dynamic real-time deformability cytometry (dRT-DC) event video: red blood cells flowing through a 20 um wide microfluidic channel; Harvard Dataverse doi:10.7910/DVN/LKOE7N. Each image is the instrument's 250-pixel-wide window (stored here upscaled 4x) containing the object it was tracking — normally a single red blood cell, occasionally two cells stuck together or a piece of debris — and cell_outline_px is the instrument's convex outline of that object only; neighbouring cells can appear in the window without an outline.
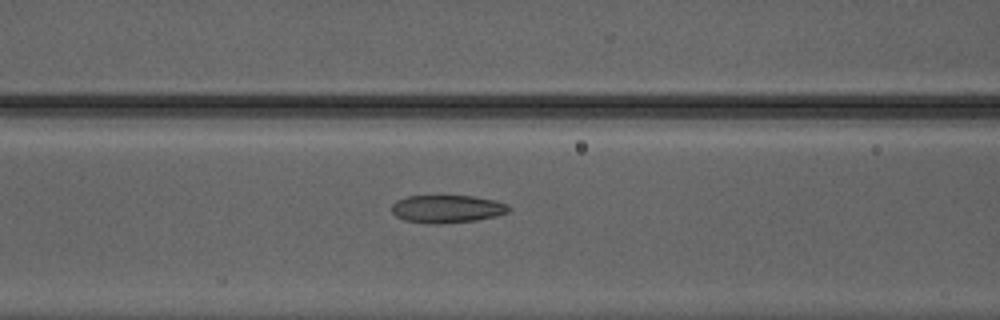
{"species": "Egyptian fruit bat (a non-hibernating species)", "species_latin": "Rousettus aegyptiacus", "temperature_condition": "warm", "stored_images_in_passage": 13, "camera_frame_rate_fps": 3000, "um_per_image_px": 0.085, "animal": {"sex": "male"}, "frame": {"image": 1, "passage_image": 3, "time_ms": 0.667, "image_size_px": [1000, 320], "cell_outline_px": [[512, 208], [508, 212], [496, 216], [476, 220], [404, 220], [396, 216], [392, 212], [392, 204], [396, 200], [408, 196], [440, 192], [472, 196], [496, 200], [508, 204]], "centroid_in_image_um": [38.04, 17.63], "position_along_channel_um": 128.6, "area_um2": 18.84}}
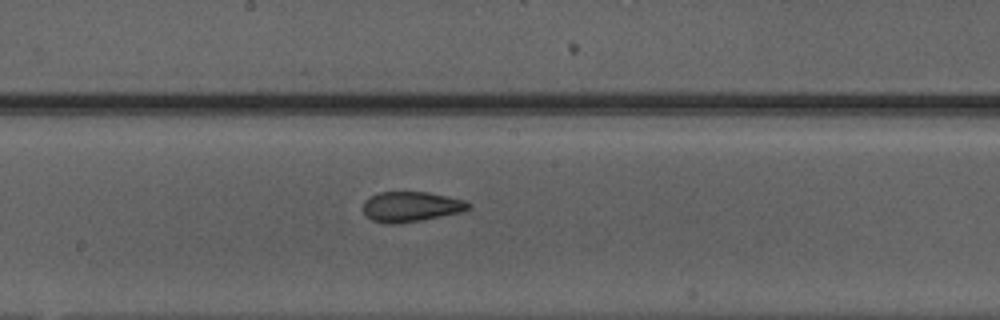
{"frame": {"image": 2, "passage_image": 9, "time_ms": 2.667, "image_size_px": [1000, 320], "cell_outline_px": [[472, 204], [464, 212], [420, 220], [392, 224], [384, 224], [372, 220], [364, 212], [364, 200], [368, 196], [380, 192], [428, 192], [448, 196], [464, 200]], "centroid_in_image_um": [34.94, 17.56], "position_along_channel_um": 213.3, "area_um2": 18.55}}
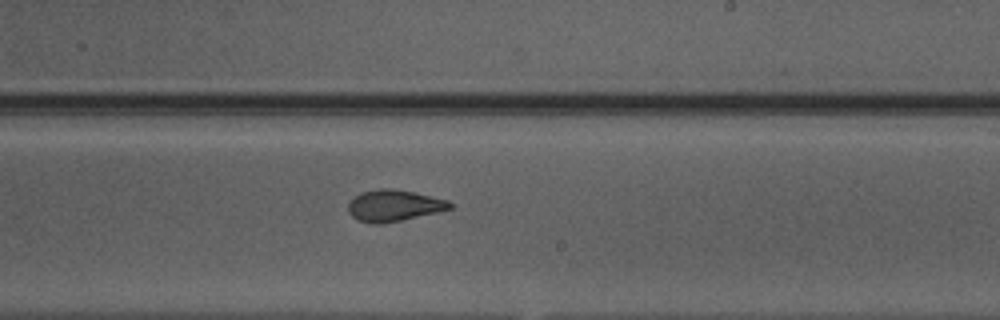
{"frame": {"image": 3, "passage_image": 12, "time_ms": 3.667, "image_size_px": [1000, 320], "cell_outline_px": [[452, 208], [436, 212], [400, 220], [380, 224], [368, 224], [356, 220], [348, 212], [348, 204], [360, 192], [380, 188], [392, 188], [416, 192], [448, 200], [452, 204]], "centroid_in_image_um": [33.45, 17.47], "position_along_channel_um": 255.5, "area_um2": 18.67}}